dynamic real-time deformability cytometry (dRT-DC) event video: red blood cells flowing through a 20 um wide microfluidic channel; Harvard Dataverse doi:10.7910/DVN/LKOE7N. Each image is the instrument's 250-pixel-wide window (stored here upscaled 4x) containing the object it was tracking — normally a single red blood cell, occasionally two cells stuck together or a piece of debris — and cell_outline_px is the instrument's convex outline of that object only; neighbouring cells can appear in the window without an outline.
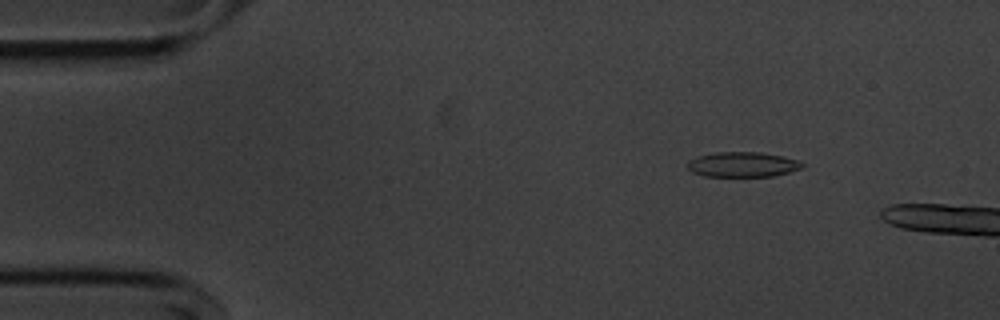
{"species": "common noctule bat (a hibernating species)", "species_latin": "Nyctalus noctula", "temperature_condition": "cold", "stored_images_in_passage": 10, "camera_frame_rate_fps": 3000, "um_per_image_px": 0.085, "animal": {"sex": "male", "body_mass_g": 20.1, "forearm_length_mm": 53.5}, "frame": {"image": 1, "passage_image": 7, "time_ms": 2.0, "image_size_px": [1000, 320], "cell_outline_px": [[804, 164], [800, 168], [788, 172], [772, 176], [704, 176], [692, 172], [688, 168], [688, 160], [696, 156], [716, 152], [760, 152], [784, 156], [800, 160]], "centroid_in_image_um": [63.11, 13.97], "position_along_channel_um": 21.9, "area_um2": 16.76}}